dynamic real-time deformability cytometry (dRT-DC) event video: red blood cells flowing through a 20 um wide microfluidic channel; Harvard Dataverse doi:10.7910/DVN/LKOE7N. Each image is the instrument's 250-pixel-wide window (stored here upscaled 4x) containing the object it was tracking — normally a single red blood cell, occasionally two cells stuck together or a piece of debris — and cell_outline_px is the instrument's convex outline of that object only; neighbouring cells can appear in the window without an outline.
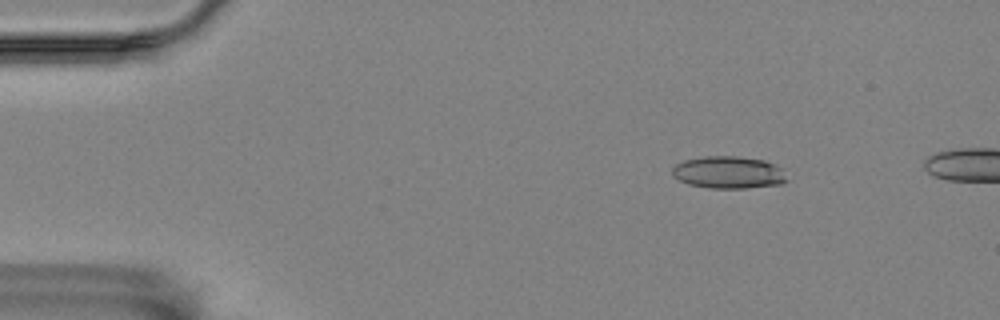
{"species": "Egyptian fruit bat (a non-hibernating species)", "species_latin": "Rousettus aegyptiacus", "temperature_condition": "room temperature", "stored_images_in_passage": 11, "camera_frame_rate_fps": 3000, "um_per_image_px": 0.085, "animal": {"sex": "female"}, "frame": {"image": 1, "passage_image": 1, "time_ms": 0.0, "image_size_px": [1000, 320], "cell_outline_px": [[788, 180], [780, 184], [744, 188], [708, 188], [688, 184], [672, 176], [672, 168], [676, 164], [684, 160], [704, 156], [736, 156], [764, 160], [776, 164], [780, 168]], "centroid_in_image_um": [61.9, 14.65], "position_along_channel_um": 23.1, "area_um2": 21.56}}